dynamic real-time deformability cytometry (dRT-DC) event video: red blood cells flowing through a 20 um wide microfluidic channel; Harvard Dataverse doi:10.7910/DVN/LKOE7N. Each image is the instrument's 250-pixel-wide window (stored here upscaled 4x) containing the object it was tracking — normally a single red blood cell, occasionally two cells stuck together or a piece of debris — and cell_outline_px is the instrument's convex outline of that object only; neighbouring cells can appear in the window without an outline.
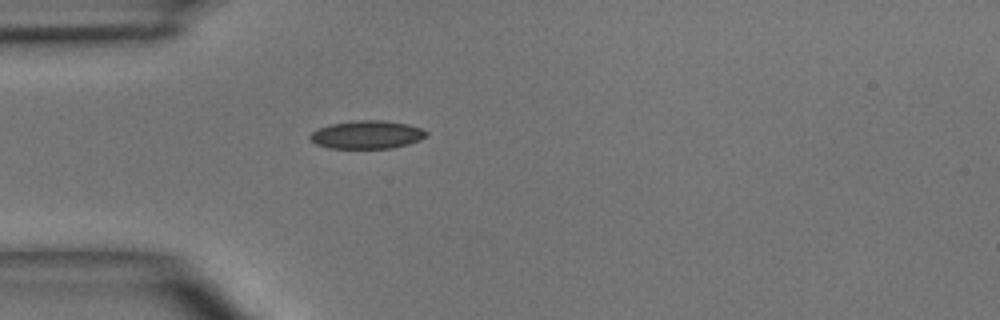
{"species": "common noctule bat (a hibernating species)", "species_latin": "Nyctalus noctula", "temperature_condition": "room temperature", "stored_images_in_passage": 1, "camera_frame_rate_fps": 3000, "um_per_image_px": 0.085, "animal": {"sex": "male", "body_mass_g": 15.6}, "frame": {"image": 1, "passage_image": 1, "time_ms": 0.0, "image_size_px": [1000, 320], "cell_outline_px": [[428, 136], [420, 140], [408, 144], [392, 148], [328, 148], [316, 144], [308, 136], [316, 128], [332, 124], [360, 120], [380, 120], [408, 124], [424, 128], [428, 132]], "centroid_in_image_um": [31.23, 11.45], "position_along_channel_um": 53.8, "area_um2": 19.13}}